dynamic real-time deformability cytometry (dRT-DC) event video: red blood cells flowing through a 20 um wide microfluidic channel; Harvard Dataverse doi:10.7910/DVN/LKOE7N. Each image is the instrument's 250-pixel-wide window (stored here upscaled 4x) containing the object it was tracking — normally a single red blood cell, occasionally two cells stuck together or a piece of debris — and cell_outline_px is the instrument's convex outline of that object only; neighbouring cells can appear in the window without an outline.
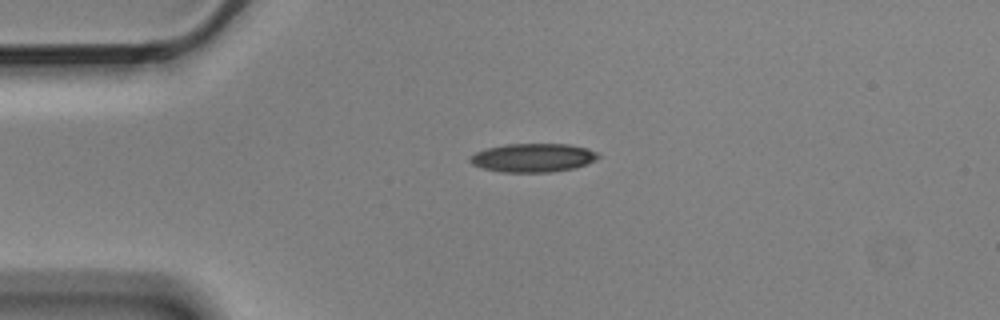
{"species": "Egyptian fruit bat (a non-hibernating species)", "species_latin": "Rousettus aegyptiacus", "temperature_condition": "cold", "stored_images_in_passage": 2, "camera_frame_rate_fps": 3000, "um_per_image_px": 0.085, "animal": {"sex": "male"}, "frame": {"image": 1, "passage_image": 1, "time_ms": 0.0, "image_size_px": [1000, 320], "cell_outline_px": [[600, 156], [596, 160], [588, 164], [576, 168], [552, 172], [500, 172], [480, 168], [472, 164], [468, 160], [476, 152], [488, 148], [504, 144], [568, 144], [588, 148], [596, 152]], "centroid_in_image_um": [45.32, 13.41], "position_along_channel_um": 39.7, "area_um2": 21.56}}